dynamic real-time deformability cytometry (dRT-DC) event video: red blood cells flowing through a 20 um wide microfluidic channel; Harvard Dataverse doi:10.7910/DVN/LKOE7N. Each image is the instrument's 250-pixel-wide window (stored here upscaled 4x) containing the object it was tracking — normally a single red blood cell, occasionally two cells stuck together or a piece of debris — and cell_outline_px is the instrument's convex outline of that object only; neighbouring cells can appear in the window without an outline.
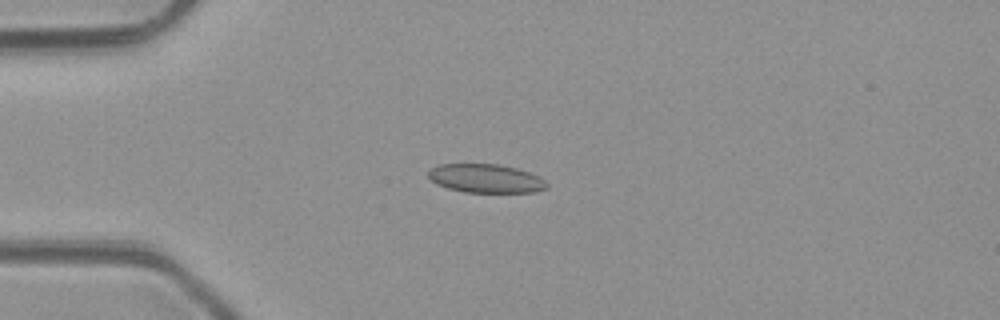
{"species": "common noctule bat (a hibernating species)", "species_latin": "Nyctalus noctula", "temperature_condition": "room temperature", "stored_images_in_passage": 5, "camera_frame_rate_fps": 3000, "um_per_image_px": 0.085, "animal": {"sex": "male", "body_mass_g": 23.1, "forearm_length_mm": 52.7}, "frame": {"image": 1, "passage_image": 3, "time_ms": 2.333, "image_size_px": [1000, 320], "cell_outline_px": [[548, 188], [536, 192], [464, 192], [448, 188], [436, 184], [428, 176], [428, 172], [432, 168], [440, 164], [500, 164], [516, 168], [540, 176], [548, 184]], "centroid_in_image_um": [41.32, 15.17], "position_along_channel_um": 43.7, "area_um2": 19.83}}
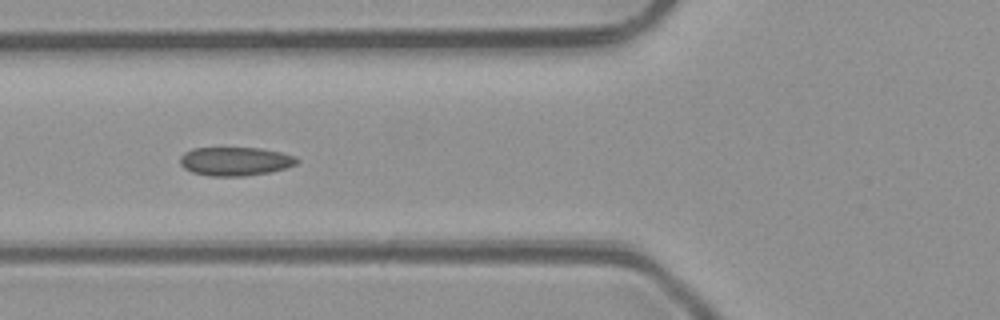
{"frame": {"image": 2, "passage_image": 5, "time_ms": 4.333, "image_size_px": [1000, 320], "cell_outline_px": [[300, 160], [296, 164], [272, 172], [244, 176], [208, 176], [192, 172], [184, 168], [180, 164], [180, 156], [184, 152], [192, 148], [260, 148], [280, 152], [296, 156]], "centroid_in_image_um": [19.99, 13.71], "position_along_channel_um": 105.8, "area_um2": 19.65}}